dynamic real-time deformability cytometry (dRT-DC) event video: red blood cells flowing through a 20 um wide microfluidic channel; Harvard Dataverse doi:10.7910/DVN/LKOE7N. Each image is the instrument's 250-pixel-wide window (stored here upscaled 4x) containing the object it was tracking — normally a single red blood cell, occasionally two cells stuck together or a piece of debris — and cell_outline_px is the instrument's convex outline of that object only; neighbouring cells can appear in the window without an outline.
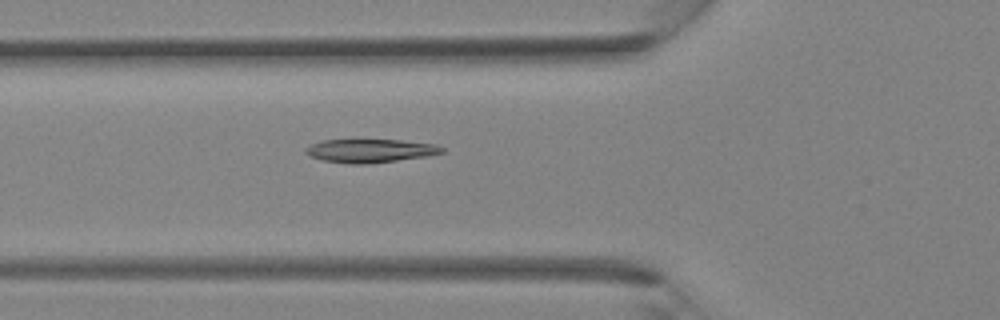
{"species": "Egyptian fruit bat (a non-hibernating species)", "species_latin": "Rousettus aegyptiacus", "temperature_condition": "room temperature", "stored_images_in_passage": 25, "camera_frame_rate_fps": 3000, "um_per_image_px": 0.085, "animal": {"sex": "female"}, "frame": {"image": 1, "passage_image": 2, "time_ms": 0.333, "image_size_px": [1000, 320], "cell_outline_px": [[444, 152], [428, 156], [364, 164], [348, 164], [324, 160], [308, 156], [304, 152], [304, 148], [312, 144], [324, 140], [400, 140], [436, 144], [444, 148]], "centroid_in_image_um": [31.45, 12.81], "position_along_channel_um": 94.3, "area_um2": 18.55}}
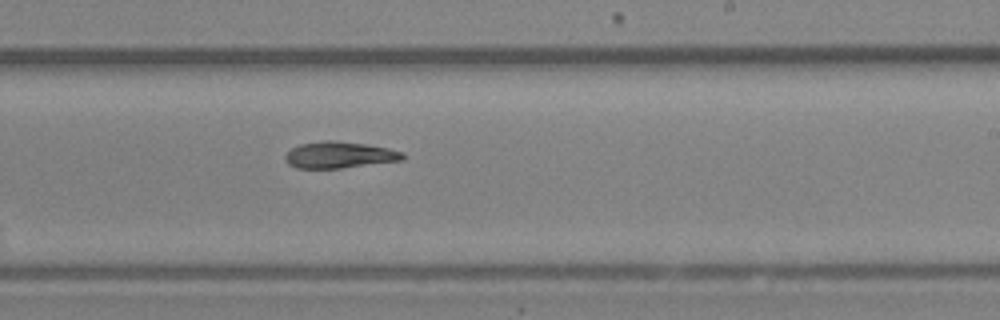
{"frame": {"image": 2, "passage_image": 11, "time_ms": 3.333, "image_size_px": [1000, 320], "cell_outline_px": [[404, 160], [340, 168], [296, 168], [288, 164], [284, 160], [284, 156], [292, 148], [300, 144], [324, 140], [328, 140], [368, 144], [388, 148], [404, 152]], "centroid_in_image_um": [28.85, 13.17], "position_along_channel_um": 260.2, "area_um2": 18.15}}
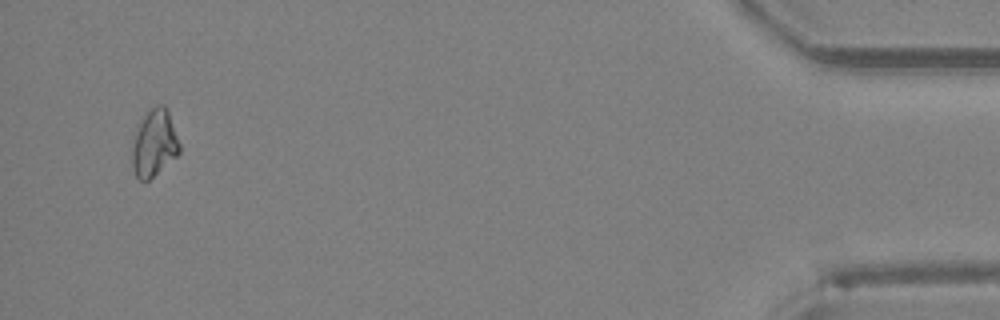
{"frame": {"image": 3, "passage_image": 24, "time_ms": 7.667, "image_size_px": [1000, 320], "cell_outline_px": [[180, 152], [176, 156], [148, 180], [140, 180], [136, 176], [132, 168], [132, 136], [136, 124], [156, 104], [164, 104], [168, 108], [180, 144]], "centroid_in_image_um": [13.09, 12.12], "position_along_channel_um": 422.1, "area_um2": 18.73}}